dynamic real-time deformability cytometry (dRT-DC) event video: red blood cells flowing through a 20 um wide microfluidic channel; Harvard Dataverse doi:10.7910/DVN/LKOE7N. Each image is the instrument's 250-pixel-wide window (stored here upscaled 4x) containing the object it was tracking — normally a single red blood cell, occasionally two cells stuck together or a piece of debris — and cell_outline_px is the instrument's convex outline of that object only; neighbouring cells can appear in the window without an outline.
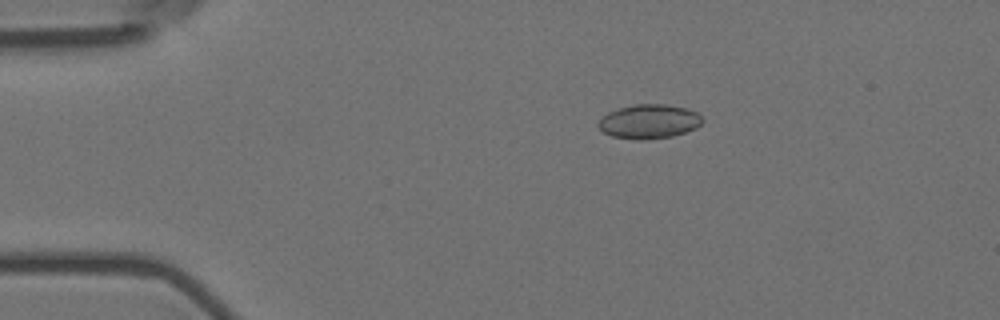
{"species": "Egyptian fruit bat (a non-hibernating species)", "species_latin": "Rousettus aegyptiacus", "temperature_condition": "room temperature", "stored_images_in_passage": 4, "camera_frame_rate_fps": 3000, "um_per_image_px": 0.085, "animal": {"sex": "female"}, "frame": {"image": 1, "passage_image": 3, "time_ms": 0.667, "image_size_px": [1000, 320], "cell_outline_px": [[704, 120], [696, 128], [672, 136], [640, 140], [612, 136], [604, 132], [596, 124], [608, 112], [620, 108], [636, 104], [664, 104], [688, 108], [696, 112]], "centroid_in_image_um": [55.18, 10.32], "position_along_channel_um": 29.8, "area_um2": 20.52}}